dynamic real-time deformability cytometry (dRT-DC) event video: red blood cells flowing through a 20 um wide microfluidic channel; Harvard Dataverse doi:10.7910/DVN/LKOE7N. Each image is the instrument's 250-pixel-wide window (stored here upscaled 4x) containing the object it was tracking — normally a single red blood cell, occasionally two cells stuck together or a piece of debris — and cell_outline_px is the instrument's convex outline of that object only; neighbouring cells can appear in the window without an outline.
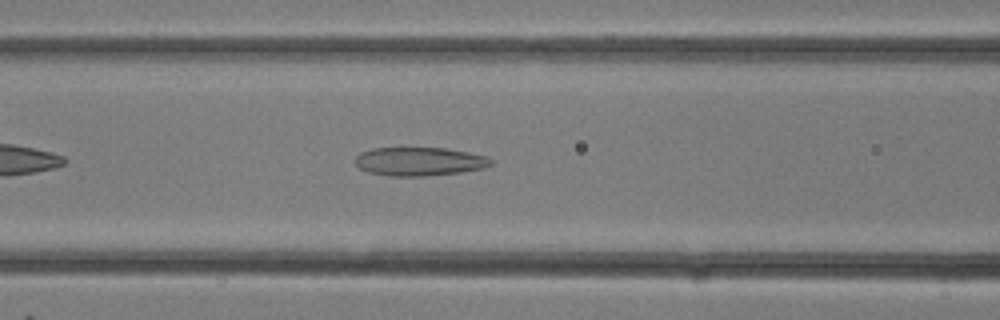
{"species": "common noctule bat (a hibernating species)", "species_latin": "Nyctalus noctula", "temperature_condition": "room temperature", "stored_images_in_passage": 31, "camera_frame_rate_fps": 3000, "um_per_image_px": 0.085, "animal": {"sex": "female"}, "frame": {"image": 1, "passage_image": 13, "time_ms": 4.0, "image_size_px": [1000, 320], "cell_outline_px": [[492, 164], [484, 168], [460, 172], [424, 176], [388, 176], [368, 172], [360, 168], [356, 164], [356, 156], [360, 152], [372, 148], [444, 148], [468, 152], [488, 156], [492, 160]], "centroid_in_image_um": [35.65, 13.72], "position_along_channel_um": 131.0, "area_um2": 22.6}}
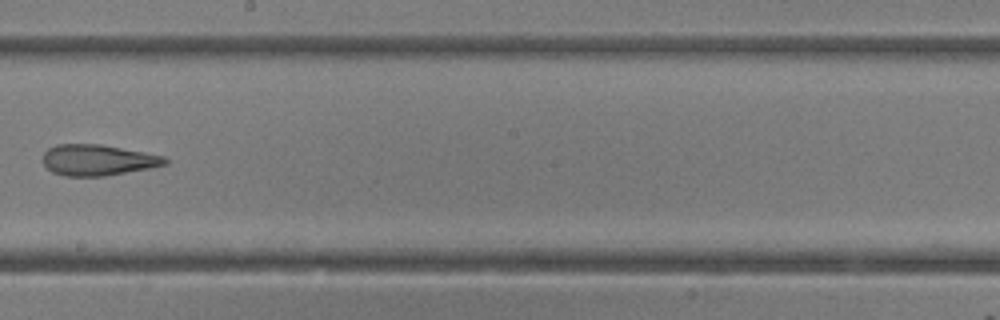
{"frame": {"image": 2, "passage_image": 18, "time_ms": 5.667, "image_size_px": [1000, 320], "cell_outline_px": [[168, 164], [148, 168], [104, 176], [64, 176], [52, 172], [44, 164], [44, 152], [48, 148], [56, 144], [100, 144], [144, 152], [164, 156], [168, 160]], "centroid_in_image_um": [8.3, 13.6], "position_along_channel_um": 239.9, "area_um2": 21.91}}
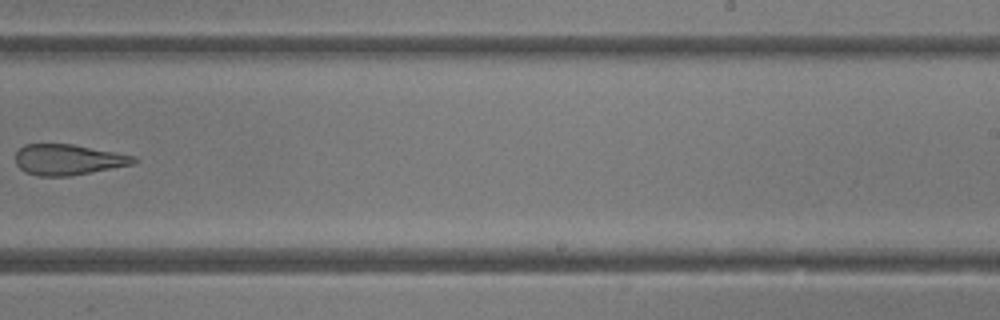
{"frame": {"image": 3, "passage_image": 20, "time_ms": 6.333, "image_size_px": [1000, 320], "cell_outline_px": [[140, 160], [136, 164], [72, 176], [36, 176], [24, 172], [16, 164], [16, 152], [24, 144], [72, 144], [116, 152], [136, 156]], "centroid_in_image_um": [5.84, 13.58], "position_along_channel_um": 283.2, "area_um2": 21.5}}